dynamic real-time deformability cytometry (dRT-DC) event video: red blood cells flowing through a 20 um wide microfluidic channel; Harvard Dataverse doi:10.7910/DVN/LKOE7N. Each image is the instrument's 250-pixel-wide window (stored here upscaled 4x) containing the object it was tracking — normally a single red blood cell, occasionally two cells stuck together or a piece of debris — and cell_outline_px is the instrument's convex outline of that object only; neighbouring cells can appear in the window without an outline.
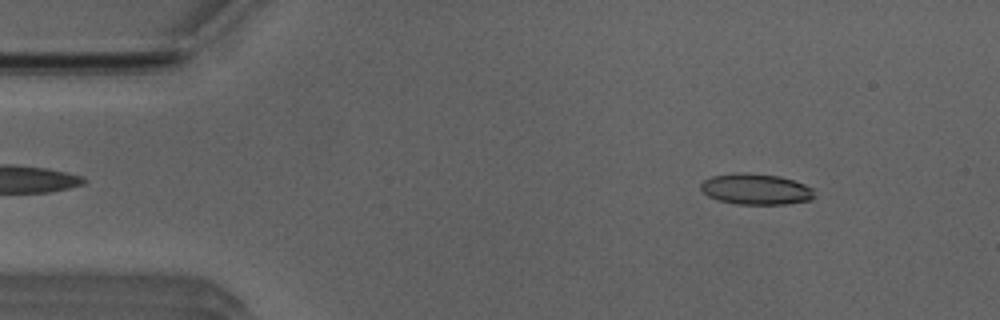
{"species": "Egyptian fruit bat (a non-hibernating species)", "species_latin": "Rousettus aegyptiacus", "temperature_condition": "room temperature", "stored_images_in_passage": 13, "camera_frame_rate_fps": 3000, "um_per_image_px": 0.085, "animal": {"sex": "male"}, "frame": {"image": 1, "passage_image": 6, "time_ms": 1.667, "image_size_px": [1000, 320], "cell_outline_px": [[816, 196], [812, 200], [784, 204], [736, 204], [720, 200], [708, 196], [700, 188], [700, 184], [704, 180], [712, 176], [736, 172], [748, 172], [780, 176], [804, 184], [812, 188]], "centroid_in_image_um": [64.26, 16.07], "position_along_channel_um": 20.7, "area_um2": 20.58}}